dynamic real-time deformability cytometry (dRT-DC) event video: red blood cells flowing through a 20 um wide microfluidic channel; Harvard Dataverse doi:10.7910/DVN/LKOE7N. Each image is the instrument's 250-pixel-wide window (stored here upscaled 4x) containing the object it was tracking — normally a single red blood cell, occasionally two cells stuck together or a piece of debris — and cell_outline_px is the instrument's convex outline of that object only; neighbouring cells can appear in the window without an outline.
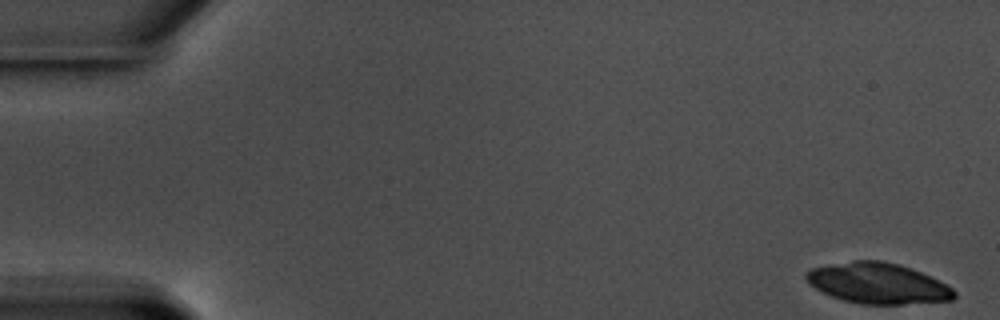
{"species": "common noctule bat (a hibernating species)", "species_latin": "Nyctalus noctula", "temperature_condition": "warm", "stored_images_in_passage": 57, "camera_frame_rate_fps": 3000, "um_per_image_px": 0.085, "animal": {"sex": "male", "body_mass_g": 17.5, "forearm_length_mm": 52.3}, "frame": {"image": 1, "passage_image": 1, "time_ms": 0.0, "image_size_px": [1000, 320], "cell_outline_px": [[956, 296], [952, 300], [904, 304], [860, 304], [844, 300], [832, 296], [808, 284], [804, 276], [812, 268], [852, 260], [880, 260], [900, 264], [920, 272], [952, 288], [956, 292]], "centroid_in_image_um": [74.6, 24.08], "position_along_channel_um": 10.4, "area_um2": 34.8}}